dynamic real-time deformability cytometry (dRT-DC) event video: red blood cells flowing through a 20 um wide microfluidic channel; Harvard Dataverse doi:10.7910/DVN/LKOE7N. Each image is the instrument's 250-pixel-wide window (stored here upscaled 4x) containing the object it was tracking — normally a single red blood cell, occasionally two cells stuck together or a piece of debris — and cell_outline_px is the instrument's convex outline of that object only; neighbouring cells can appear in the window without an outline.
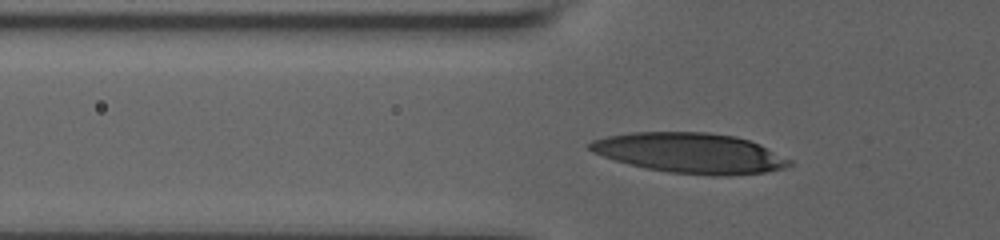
{"species": "human", "species_latin": "Homo sapiens", "temperature_condition": "room temperature", "stored_images_in_passage": 31, "camera_frame_rate_fps": 3000, "um_per_image_px": 0.085, "donor": {"sex": "male"}, "frame": {"image": 1, "passage_image": 2, "time_ms": 0.333, "image_size_px": [1000, 240], "cell_outline_px": [[792, 164], [784, 168], [764, 172], [728, 176], [712, 176], [668, 172], [644, 168], [628, 164], [592, 152], [588, 148], [588, 144], [592, 140], [608, 136], [632, 132], [708, 132], [736, 136], [760, 144], [792, 160]], "centroid_in_image_um": [58.67, 13.01], "position_along_channel_um": 67.1, "area_um2": 46.88}}
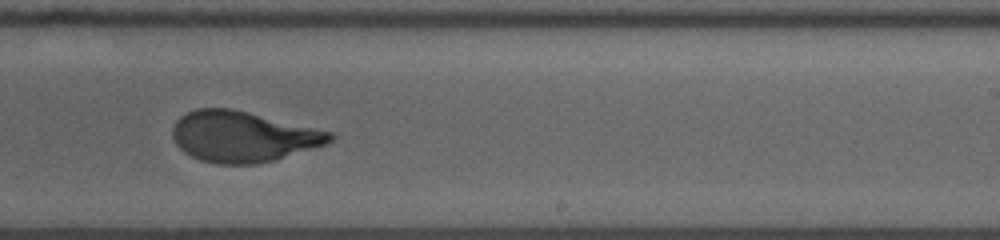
{"frame": {"image": 2, "passage_image": 19, "time_ms": 6.0, "image_size_px": [1000, 240], "cell_outline_px": [[336, 136], [328, 144], [276, 160], [256, 164], [216, 164], [200, 160], [184, 152], [176, 144], [172, 136], [172, 128], [176, 120], [180, 116], [196, 108], [232, 108], [332, 132]], "centroid_in_image_um": [20.65, 11.61], "position_along_channel_um": 268.4, "area_um2": 46.76}}
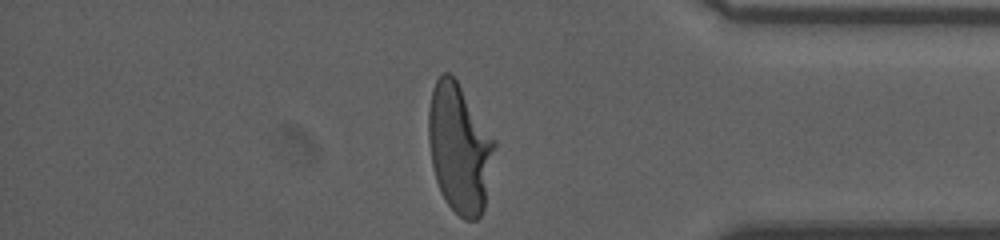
{"frame": {"image": 3, "passage_image": 31, "time_ms": 10.0, "image_size_px": [1000, 240], "cell_outline_px": [[496, 144], [484, 208], [480, 216], [476, 220], [464, 220], [448, 204], [440, 192], [436, 180], [432, 164], [428, 140], [428, 108], [432, 88], [436, 80], [444, 72], [448, 72], [456, 80], [496, 140]], "centroid_in_image_um": [39.05, 12.6], "position_along_channel_um": 396.2, "area_um2": 49.53}, "authors_computed_cell_mechanics": {"area_um2": 47.2804, "velocity_mm_per_s": 3.6435, "shape_relaxation_time_tau1_ms": 4.3244, "shape_relaxation_time_tau2_ms": 0.7153, "deformation_change_tau1": 0.2365, "deformation_change_tau2": 0.0792}}